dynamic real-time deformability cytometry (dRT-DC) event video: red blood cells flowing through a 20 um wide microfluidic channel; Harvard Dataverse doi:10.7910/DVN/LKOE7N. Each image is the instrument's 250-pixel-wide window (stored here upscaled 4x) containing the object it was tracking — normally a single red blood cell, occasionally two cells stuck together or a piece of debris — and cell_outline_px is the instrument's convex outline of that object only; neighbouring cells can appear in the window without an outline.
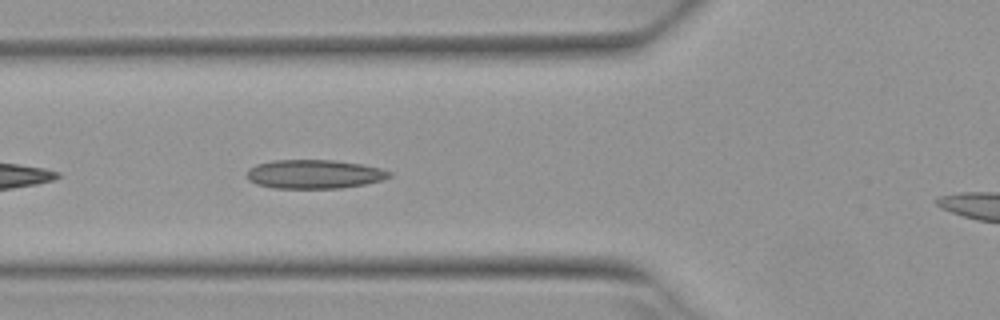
{"species": "Egyptian fruit bat (a non-hibernating species)", "species_latin": "Rousettus aegyptiacus", "temperature_condition": "warm", "stored_images_in_passage": 3, "camera_frame_rate_fps": 3000, "um_per_image_px": 0.085, "animal": {"sex": "female"}, "frame": {"image": 1, "passage_image": 3, "time_ms": 0.667, "image_size_px": [1000, 320], "cell_outline_px": [[392, 176], [380, 180], [364, 184], [340, 188], [272, 188], [256, 184], [248, 180], [248, 168], [256, 164], [272, 160], [332, 160], [360, 164], [380, 168], [392, 172]], "centroid_in_image_um": [26.68, 14.8], "position_along_channel_um": 99.1, "area_um2": 23.93}}